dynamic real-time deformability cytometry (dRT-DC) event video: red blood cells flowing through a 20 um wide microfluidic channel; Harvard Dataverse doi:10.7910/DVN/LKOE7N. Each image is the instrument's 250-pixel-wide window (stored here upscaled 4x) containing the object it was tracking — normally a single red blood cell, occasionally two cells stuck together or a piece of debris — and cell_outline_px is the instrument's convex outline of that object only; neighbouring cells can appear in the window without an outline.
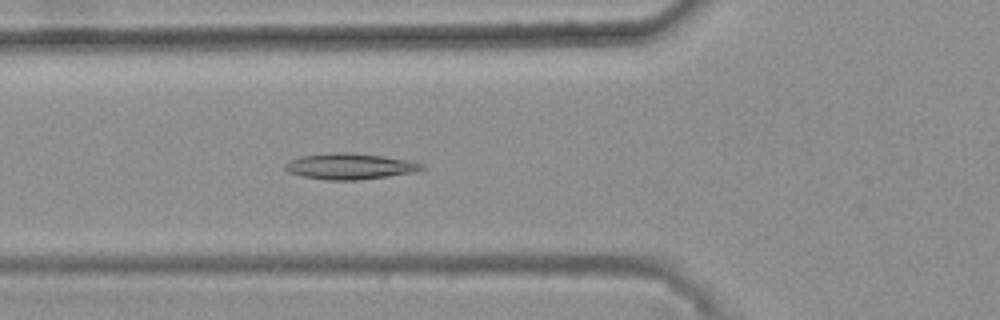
{"species": "common noctule bat (a hibernating species)", "species_latin": "Nyctalus noctula", "temperature_condition": "warm", "stored_images_in_passage": 47, "camera_frame_rate_fps": 3000, "um_per_image_px": 0.085, "animal": {"sex": "female", "body_mass_g": 25.1}, "frame": {"image": 1, "passage_image": 20, "time_ms": 6.333, "image_size_px": [1000, 320], "cell_outline_px": [[424, 168], [416, 172], [360, 180], [328, 180], [304, 176], [288, 172], [284, 168], [284, 164], [288, 160], [300, 156], [332, 152], [340, 152], [380, 156], [408, 160], [424, 164]], "centroid_in_image_um": [29.71, 14.14], "position_along_channel_um": 96.1, "area_um2": 20.58}}
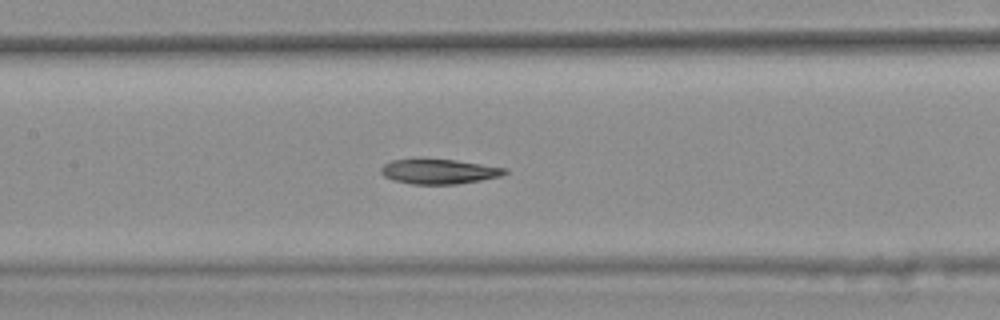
{"frame": {"image": 2, "passage_image": 26, "time_ms": 8.333, "image_size_px": [1000, 320], "cell_outline_px": [[508, 172], [500, 176], [480, 180], [456, 184], [412, 184], [396, 180], [384, 176], [380, 172], [380, 168], [384, 164], [392, 160], [456, 160], [508, 168]], "centroid_in_image_um": [37.34, 14.58], "position_along_channel_um": 170.1, "area_um2": 17.57}}
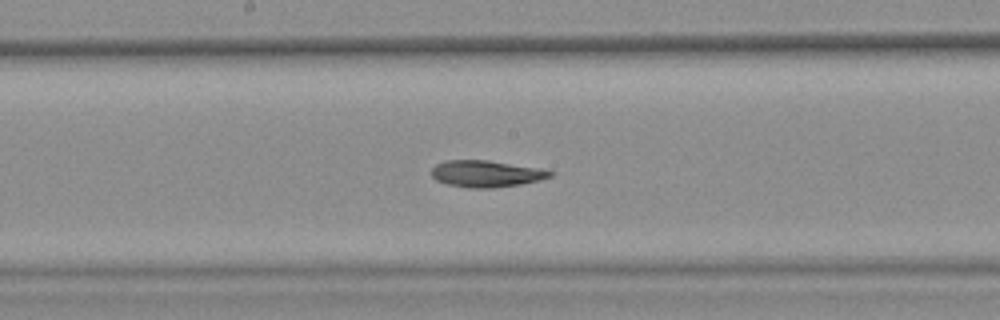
{"frame": {"image": 3, "passage_image": 29, "time_ms": 9.333, "image_size_px": [1000, 320], "cell_outline_px": [[552, 176], [540, 180], [520, 184], [492, 188], [468, 188], [448, 184], [436, 180], [432, 176], [432, 168], [436, 164], [444, 160], [488, 160], [540, 168], [552, 172]], "centroid_in_image_um": [41.3, 14.76], "position_along_channel_um": 206.9, "area_um2": 18.38}}